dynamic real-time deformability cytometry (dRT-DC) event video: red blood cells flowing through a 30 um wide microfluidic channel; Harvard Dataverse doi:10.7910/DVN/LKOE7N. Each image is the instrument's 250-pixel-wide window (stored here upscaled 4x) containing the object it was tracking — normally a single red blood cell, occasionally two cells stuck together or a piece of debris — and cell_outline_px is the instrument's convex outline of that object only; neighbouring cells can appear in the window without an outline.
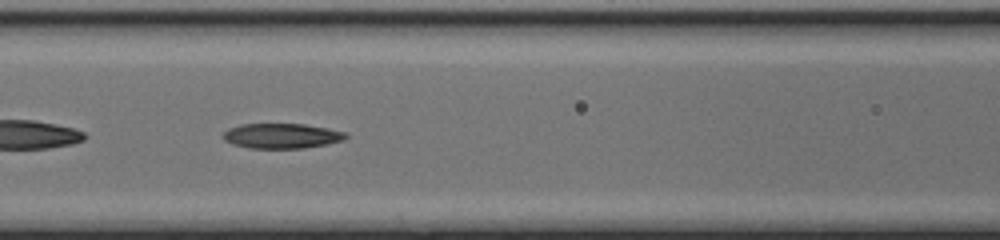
{"species": "common noctule bat (a hibernating species)", "species_latin": "Nyctalus noctula", "temperature_condition": "cold", "stored_images_in_passage": 51, "segment_of_instrument_passage": [2, 2], "camera_frame_rate_fps": 3000, "um_per_image_px": 0.085, "animal": {"sex": "female", "body_mass_g": 17.0, "forearm_length_mm": 48.0}, "frame": {"image": 1, "passage_image": 23, "time_ms": 7.333, "image_size_px": [1000, 240], "cell_outline_px": [[348, 136], [344, 140], [328, 144], [304, 148], [248, 148], [232, 144], [224, 140], [220, 136], [228, 128], [240, 124], [304, 124], [328, 128], [348, 132]], "centroid_in_image_um": [23.94, 11.55], "position_along_channel_um": 142.7, "area_um2": 18.15}}
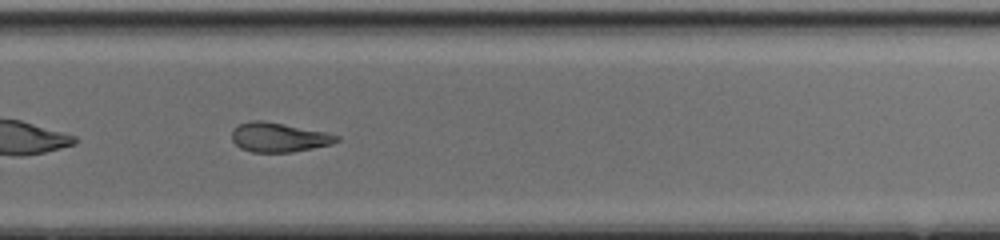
{"frame": {"image": 2, "passage_image": 35, "time_ms": 11.333, "image_size_px": [1000, 240], "cell_outline_px": [[340, 140], [332, 144], [292, 152], [252, 152], [240, 148], [232, 140], [232, 128], [240, 124], [252, 120], [264, 120], [324, 132], [340, 136]], "centroid_in_image_um": [23.68, 11.67], "position_along_channel_um": 306.1, "area_um2": 17.86}}
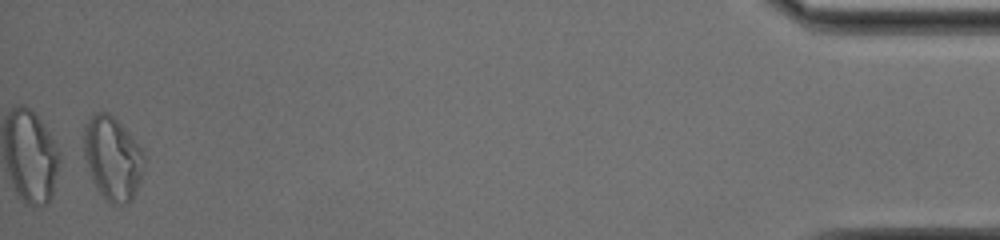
{"frame": {"image": 3, "passage_image": 50, "time_ms": 16.333, "image_size_px": [1000, 240], "cell_outline_px": [[144, 164], [140, 180], [132, 200], [128, 204], [108, 204], [104, 200], [92, 176], [84, 156], [84, 124], [96, 112], [108, 112], [124, 128], [144, 152]], "centroid_in_image_um": [9.57, 13.47], "position_along_channel_um": 425.6, "area_um2": 28.96}}